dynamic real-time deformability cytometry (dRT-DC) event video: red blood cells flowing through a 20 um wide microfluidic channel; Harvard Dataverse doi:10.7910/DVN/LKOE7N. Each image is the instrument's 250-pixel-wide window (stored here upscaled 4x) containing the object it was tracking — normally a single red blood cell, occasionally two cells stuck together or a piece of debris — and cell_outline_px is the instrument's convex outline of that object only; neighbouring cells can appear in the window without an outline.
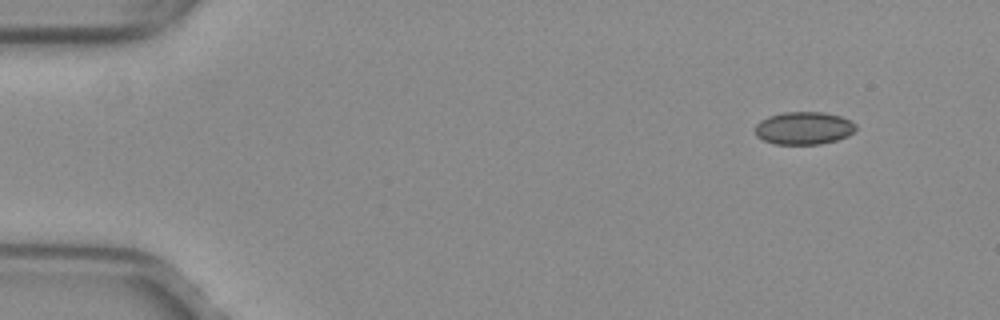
{"species": "common noctule bat (a hibernating species)", "species_latin": "Nyctalus noctula", "temperature_condition": "warm", "stored_images_in_passage": 7, "camera_frame_rate_fps": 3000, "um_per_image_px": 0.085, "animal": {"sex": "female", "body_mass_g": 29.2, "forearm_length_mm": 56.3}, "frame": {"image": 1, "passage_image": 1, "time_ms": 0.0, "image_size_px": [1000, 320], "cell_outline_px": [[856, 128], [848, 136], [836, 140], [820, 144], [776, 144], [764, 140], [756, 136], [756, 124], [760, 120], [768, 116], [784, 112], [824, 112], [840, 116], [856, 124]], "centroid_in_image_um": [68.31, 10.89], "position_along_channel_um": 16.7, "area_um2": 19.13}}